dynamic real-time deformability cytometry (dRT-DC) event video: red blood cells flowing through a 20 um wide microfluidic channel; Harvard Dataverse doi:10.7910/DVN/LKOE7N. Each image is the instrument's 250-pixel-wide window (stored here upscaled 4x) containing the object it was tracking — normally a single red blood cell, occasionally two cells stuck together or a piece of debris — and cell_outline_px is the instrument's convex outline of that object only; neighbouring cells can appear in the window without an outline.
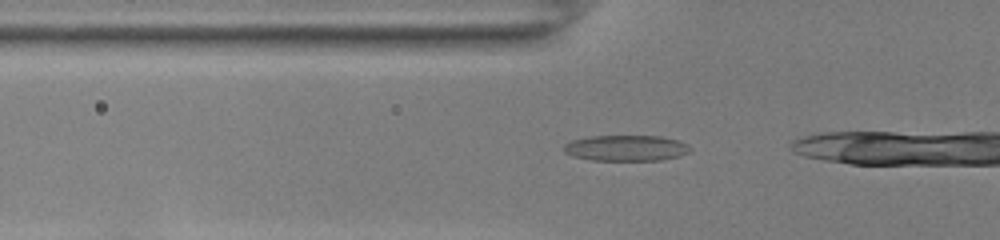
{"species": "common noctule bat (a hibernating species)", "species_latin": "Nyctalus noctula", "temperature_condition": "room temperature", "stored_images_in_passage": 10, "camera_frame_rate_fps": 3000, "um_per_image_px": 0.085, "animal": {"sex": "female", "body_mass_g": 22.0, "forearm_length_mm": 56.7}, "frame": {"image": 1, "passage_image": 2, "time_ms": 0.333, "image_size_px": [1000, 240], "cell_outline_px": [[692, 148], [688, 152], [676, 156], [660, 160], [592, 160], [572, 156], [564, 152], [564, 144], [572, 140], [592, 136], [660, 136], [676, 140], [688, 144]], "centroid_in_image_um": [53.19, 12.58], "position_along_channel_um": 72.6, "area_um2": 18.84}}
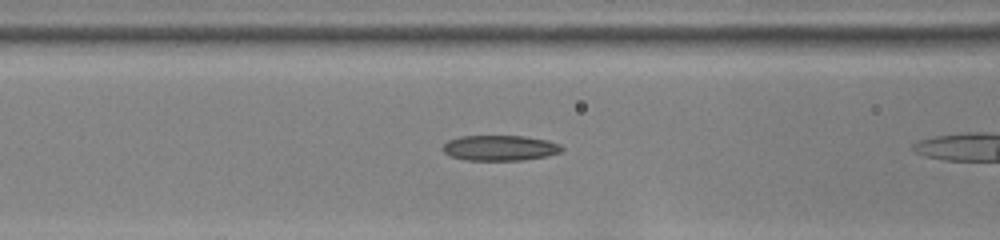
{"frame": {"image": 2, "passage_image": 6, "time_ms": 1.667, "image_size_px": [1000, 240], "cell_outline_px": [[564, 148], [560, 152], [548, 156], [524, 160], [464, 160], [452, 156], [444, 152], [444, 144], [448, 140], [460, 136], [524, 136], [548, 140], [560, 144]], "centroid_in_image_um": [42.53, 12.57], "position_along_channel_um": 124.1, "area_um2": 17.63}}
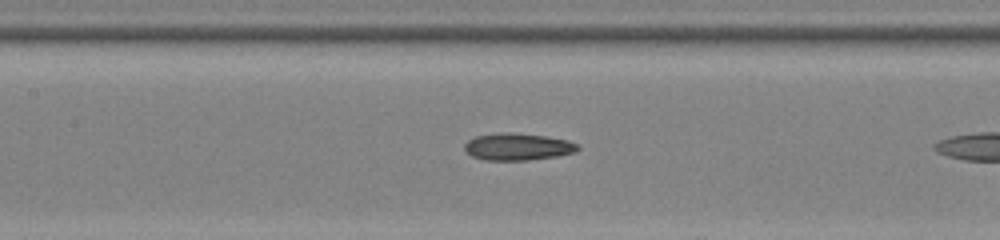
{"frame": {"image": 3, "passage_image": 9, "time_ms": 2.667, "image_size_px": [1000, 240], "cell_outline_px": [[580, 148], [576, 152], [556, 156], [528, 160], [484, 160], [472, 156], [464, 148], [464, 144], [468, 140], [476, 136], [504, 132], [508, 132], [548, 136], [568, 140], [580, 144]], "centroid_in_image_um": [44.05, 12.47], "position_along_channel_um": 163.4, "area_um2": 17.92}}